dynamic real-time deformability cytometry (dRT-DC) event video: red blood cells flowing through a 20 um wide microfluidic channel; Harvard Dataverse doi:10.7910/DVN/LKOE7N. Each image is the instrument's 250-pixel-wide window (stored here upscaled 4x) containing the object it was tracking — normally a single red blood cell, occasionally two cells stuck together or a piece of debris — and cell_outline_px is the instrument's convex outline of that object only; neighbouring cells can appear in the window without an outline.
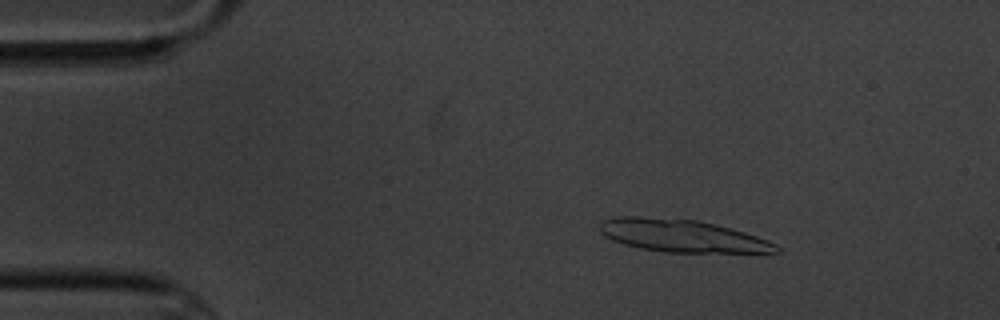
{"species": "common noctule bat (a hibernating species)", "species_latin": "Nyctalus noctula", "temperature_condition": "cold", "stored_images_in_passage": 5, "segment_of_instrument_passage": [1, 2], "camera_frame_rate_fps": 3000, "um_per_image_px": 0.085, "animal": {"sex": "male", "body_mass_g": 20.1, "forearm_length_mm": 53.5}, "frame": {"image": 1, "passage_image": 2, "time_ms": 1.0, "image_size_px": [1000, 320], "cell_outline_px": [[780, 252], [664, 252], [640, 248], [624, 244], [612, 240], [604, 236], [600, 232], [600, 220], [616, 216], [636, 216], [696, 220], [732, 228], [756, 236], [776, 244], [780, 248]], "centroid_in_image_um": [57.91, 20.03], "position_along_channel_um": 27.1, "area_um2": 33.29}}